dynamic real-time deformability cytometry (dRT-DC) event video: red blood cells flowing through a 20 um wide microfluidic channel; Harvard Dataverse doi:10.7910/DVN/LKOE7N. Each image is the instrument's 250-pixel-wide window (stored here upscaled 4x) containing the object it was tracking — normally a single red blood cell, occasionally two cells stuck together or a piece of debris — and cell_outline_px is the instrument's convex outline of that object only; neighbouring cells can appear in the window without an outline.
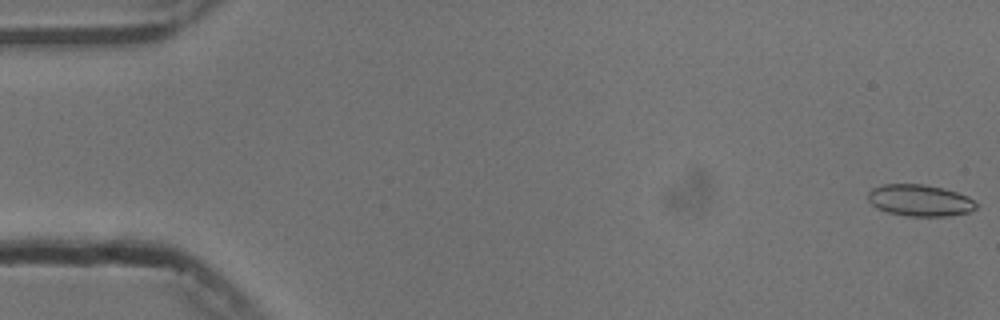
{"species": "common noctule bat (a hibernating species)", "species_latin": "Nyctalus noctula", "temperature_condition": "cold", "stored_images_in_passage": 56, "camera_frame_rate_fps": 3000, "um_per_image_px": 0.085, "animal": {"sex": "male", "body_mass_g": 13.3}, "frame": {"image": 1, "passage_image": 1, "time_ms": 0.0, "image_size_px": [1000, 320], "cell_outline_px": [[976, 208], [968, 212], [948, 216], [904, 216], [888, 212], [876, 208], [868, 200], [868, 192], [872, 188], [884, 184], [924, 184], [944, 188], [968, 196], [976, 204]], "centroid_in_image_um": [78.16, 17.03], "position_along_channel_um": 6.8, "area_um2": 19.94}}
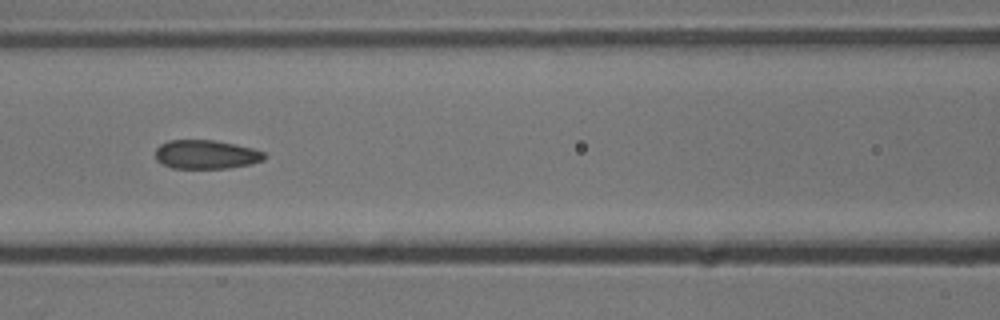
{"frame": {"image": 2, "passage_image": 24, "time_ms": 7.667, "image_size_px": [1000, 320], "cell_outline_px": [[268, 156], [264, 160], [252, 164], [228, 168], [172, 168], [156, 160], [156, 148], [160, 144], [168, 140], [212, 140], [252, 148], [264, 152]], "centroid_in_image_um": [17.53, 13.13], "position_along_channel_um": 149.1, "area_um2": 18.32}}
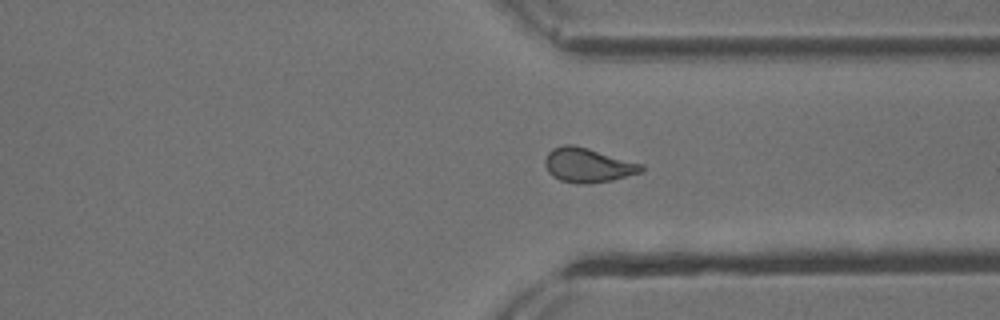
{"frame": {"image": 3, "passage_image": 41, "time_ms": 13.333, "image_size_px": [1000, 320], "cell_outline_px": [[644, 172], [612, 180], [588, 184], [576, 184], [560, 180], [552, 176], [548, 172], [544, 164], [544, 160], [548, 152], [552, 148], [564, 144], [572, 144], [588, 148], [644, 164]], "centroid_in_image_um": [49.97, 14.04], "position_along_channel_um": 361.4, "area_um2": 19.59}, "authors_computed_cell_mechanics": {"area_um2": 19.2474, "velocity_mm_per_s": 3.763, "shape_relaxation_time_tau1_ms": null, "shape_relaxation_time_tau2_ms": 1.3874, "deformation_change_tau1": null, "deformation_change_tau2": 0.0817}}